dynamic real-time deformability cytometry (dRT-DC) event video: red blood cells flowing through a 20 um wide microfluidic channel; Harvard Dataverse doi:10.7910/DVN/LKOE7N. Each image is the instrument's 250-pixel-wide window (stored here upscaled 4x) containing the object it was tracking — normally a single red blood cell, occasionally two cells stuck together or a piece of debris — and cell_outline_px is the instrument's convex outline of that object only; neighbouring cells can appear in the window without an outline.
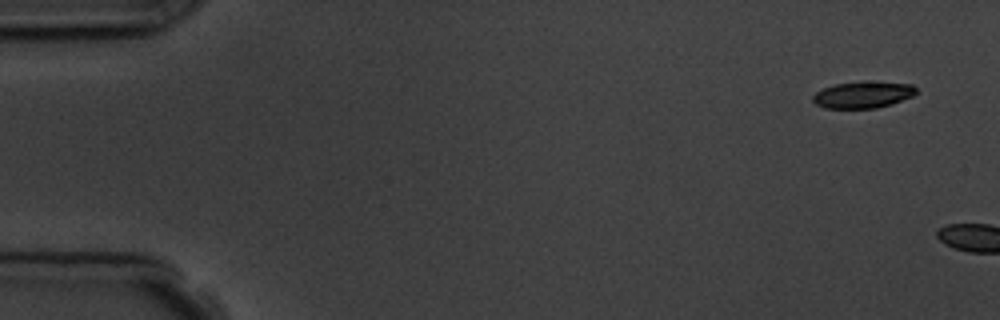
{"species": "common noctule bat (a hibernating species)", "species_latin": "Nyctalus noctula", "temperature_condition": "room temperature", "stored_images_in_passage": 2, "camera_frame_rate_fps": 3000, "um_per_image_px": 0.085, "animal": {"sex": "male", "body_mass_g": 19.5, "forearm_length_mm": 54.6}, "frame": {"image": 1, "passage_image": 1, "time_ms": 0.0, "image_size_px": [1000, 320], "cell_outline_px": [[920, 92], [912, 96], [892, 104], [876, 108], [824, 108], [816, 104], [812, 100], [812, 96], [816, 92], [824, 88], [836, 84], [864, 80], [912, 84]], "centroid_in_image_um": [73.38, 8.04], "position_along_channel_um": 11.6, "area_um2": 16.3}}